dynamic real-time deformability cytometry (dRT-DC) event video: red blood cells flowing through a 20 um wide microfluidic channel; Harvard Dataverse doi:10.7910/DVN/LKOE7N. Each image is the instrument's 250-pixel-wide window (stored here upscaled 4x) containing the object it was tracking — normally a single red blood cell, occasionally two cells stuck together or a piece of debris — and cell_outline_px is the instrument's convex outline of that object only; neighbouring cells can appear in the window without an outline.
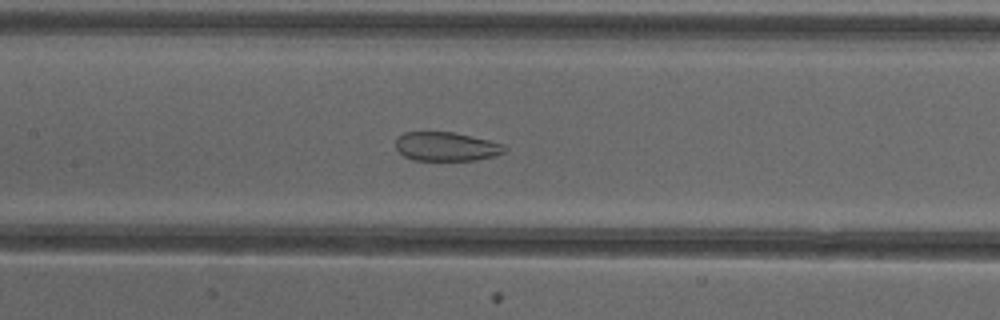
{"species": "common noctule bat (a hibernating species)", "species_latin": "Nyctalus noctula", "temperature_condition": "cold", "stored_images_in_passage": 40, "camera_frame_rate_fps": 3000, "um_per_image_px": 0.085, "animal": {"sex": "female"}, "frame": {"image": 1, "passage_image": 13, "time_ms": 4.0, "image_size_px": [1000, 320], "cell_outline_px": [[508, 148], [504, 152], [496, 156], [476, 160], [412, 160], [404, 156], [396, 148], [396, 136], [404, 132], [452, 132], [472, 136], [504, 144]], "centroid_in_image_um": [37.94, 12.46], "position_along_channel_um": 169.5, "area_um2": 18.5}}
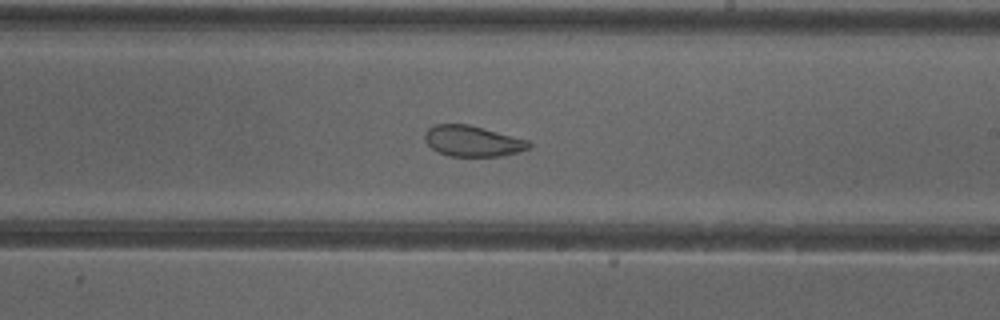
{"frame": {"image": 2, "passage_image": 19, "time_ms": 6.0, "image_size_px": [1000, 320], "cell_outline_px": [[532, 144], [528, 148], [516, 152], [500, 156], [448, 156], [432, 148], [428, 144], [424, 136], [428, 128], [436, 124], [468, 124], [528, 140]], "centroid_in_image_um": [40.16, 11.99], "position_along_channel_um": 248.8, "area_um2": 18.38}}
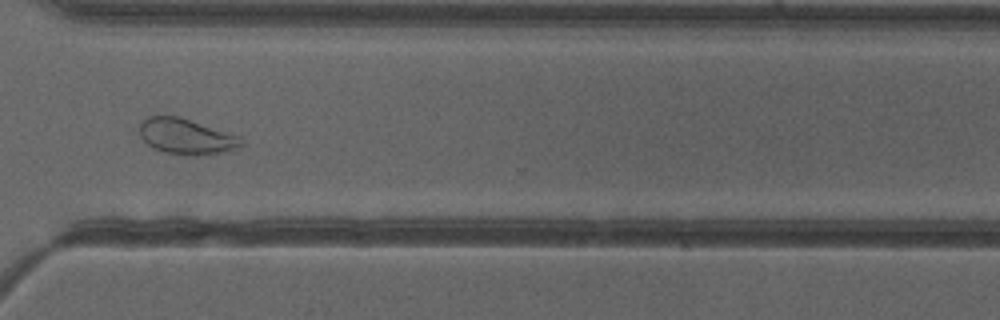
{"frame": {"image": 3, "passage_image": 27, "time_ms": 8.667, "image_size_px": [1000, 320], "cell_outline_px": [[244, 144], [236, 148], [220, 152], [196, 156], [188, 156], [164, 152], [152, 148], [140, 136], [140, 120], [148, 116], [180, 116], [240, 136], [244, 140]], "centroid_in_image_um": [15.82, 11.59], "position_along_channel_um": 354.8, "area_um2": 21.27}, "authors_computed_cell_mechanics": {"area_um2": 22.9177, "velocity_mm_per_s": 3.9893, "shape_relaxation_time_tau1_ms": null, "shape_relaxation_time_tau2_ms": 1.961, "deformation_change_tau1": null, "deformation_change_tau2": 0.0826}}